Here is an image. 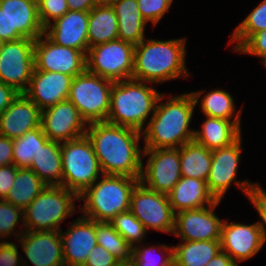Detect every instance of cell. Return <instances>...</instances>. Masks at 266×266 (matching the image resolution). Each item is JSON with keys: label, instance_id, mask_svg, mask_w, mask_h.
I'll list each match as a JSON object with an SVG mask.
<instances>
[{"label": "cell", "instance_id": "cell-6", "mask_svg": "<svg viewBox=\"0 0 266 266\" xmlns=\"http://www.w3.org/2000/svg\"><path fill=\"white\" fill-rule=\"evenodd\" d=\"M79 196L63 186L47 185L23 210L26 231L61 230V224L77 211Z\"/></svg>", "mask_w": 266, "mask_h": 266}, {"label": "cell", "instance_id": "cell-50", "mask_svg": "<svg viewBox=\"0 0 266 266\" xmlns=\"http://www.w3.org/2000/svg\"><path fill=\"white\" fill-rule=\"evenodd\" d=\"M0 41H9V20L5 11L0 8Z\"/></svg>", "mask_w": 266, "mask_h": 266}, {"label": "cell", "instance_id": "cell-9", "mask_svg": "<svg viewBox=\"0 0 266 266\" xmlns=\"http://www.w3.org/2000/svg\"><path fill=\"white\" fill-rule=\"evenodd\" d=\"M242 135L231 145L212 150V164L207 179L209 192L216 200L222 201L232 183L248 197L261 184L248 179L236 180L243 153Z\"/></svg>", "mask_w": 266, "mask_h": 266}, {"label": "cell", "instance_id": "cell-21", "mask_svg": "<svg viewBox=\"0 0 266 266\" xmlns=\"http://www.w3.org/2000/svg\"><path fill=\"white\" fill-rule=\"evenodd\" d=\"M89 12L68 11L45 27L44 34L55 44L80 50L86 55Z\"/></svg>", "mask_w": 266, "mask_h": 266}, {"label": "cell", "instance_id": "cell-29", "mask_svg": "<svg viewBox=\"0 0 266 266\" xmlns=\"http://www.w3.org/2000/svg\"><path fill=\"white\" fill-rule=\"evenodd\" d=\"M172 246L173 266H206L221 251L220 240H181Z\"/></svg>", "mask_w": 266, "mask_h": 266}, {"label": "cell", "instance_id": "cell-47", "mask_svg": "<svg viewBox=\"0 0 266 266\" xmlns=\"http://www.w3.org/2000/svg\"><path fill=\"white\" fill-rule=\"evenodd\" d=\"M20 93L9 85L0 82V114H2Z\"/></svg>", "mask_w": 266, "mask_h": 266}, {"label": "cell", "instance_id": "cell-31", "mask_svg": "<svg viewBox=\"0 0 266 266\" xmlns=\"http://www.w3.org/2000/svg\"><path fill=\"white\" fill-rule=\"evenodd\" d=\"M212 164V150L194 140L180 147V168L182 177L207 181Z\"/></svg>", "mask_w": 266, "mask_h": 266}, {"label": "cell", "instance_id": "cell-43", "mask_svg": "<svg viewBox=\"0 0 266 266\" xmlns=\"http://www.w3.org/2000/svg\"><path fill=\"white\" fill-rule=\"evenodd\" d=\"M251 205L255 208V211L260 217L258 220V226L262 233L264 244L266 243V191L263 186H259L253 190V192L247 197Z\"/></svg>", "mask_w": 266, "mask_h": 266}, {"label": "cell", "instance_id": "cell-3", "mask_svg": "<svg viewBox=\"0 0 266 266\" xmlns=\"http://www.w3.org/2000/svg\"><path fill=\"white\" fill-rule=\"evenodd\" d=\"M187 37L159 40L146 37L135 45L132 79L151 84L187 78Z\"/></svg>", "mask_w": 266, "mask_h": 266}, {"label": "cell", "instance_id": "cell-52", "mask_svg": "<svg viewBox=\"0 0 266 266\" xmlns=\"http://www.w3.org/2000/svg\"><path fill=\"white\" fill-rule=\"evenodd\" d=\"M114 266H131V262L130 261L118 262Z\"/></svg>", "mask_w": 266, "mask_h": 266}, {"label": "cell", "instance_id": "cell-36", "mask_svg": "<svg viewBox=\"0 0 266 266\" xmlns=\"http://www.w3.org/2000/svg\"><path fill=\"white\" fill-rule=\"evenodd\" d=\"M145 242L133 246L131 266H173V246Z\"/></svg>", "mask_w": 266, "mask_h": 266}, {"label": "cell", "instance_id": "cell-13", "mask_svg": "<svg viewBox=\"0 0 266 266\" xmlns=\"http://www.w3.org/2000/svg\"><path fill=\"white\" fill-rule=\"evenodd\" d=\"M181 178L180 148L143 149L140 182L145 187L167 195Z\"/></svg>", "mask_w": 266, "mask_h": 266}, {"label": "cell", "instance_id": "cell-51", "mask_svg": "<svg viewBox=\"0 0 266 266\" xmlns=\"http://www.w3.org/2000/svg\"><path fill=\"white\" fill-rule=\"evenodd\" d=\"M118 0H97V5H108L112 6Z\"/></svg>", "mask_w": 266, "mask_h": 266}, {"label": "cell", "instance_id": "cell-22", "mask_svg": "<svg viewBox=\"0 0 266 266\" xmlns=\"http://www.w3.org/2000/svg\"><path fill=\"white\" fill-rule=\"evenodd\" d=\"M0 8L9 20V41L21 38L36 40L44 34L38 13L37 0H1Z\"/></svg>", "mask_w": 266, "mask_h": 266}, {"label": "cell", "instance_id": "cell-44", "mask_svg": "<svg viewBox=\"0 0 266 266\" xmlns=\"http://www.w3.org/2000/svg\"><path fill=\"white\" fill-rule=\"evenodd\" d=\"M119 261L102 246L96 245L90 252L84 266H114Z\"/></svg>", "mask_w": 266, "mask_h": 266}, {"label": "cell", "instance_id": "cell-42", "mask_svg": "<svg viewBox=\"0 0 266 266\" xmlns=\"http://www.w3.org/2000/svg\"><path fill=\"white\" fill-rule=\"evenodd\" d=\"M18 248L16 241H0V266H31L27 259L23 260Z\"/></svg>", "mask_w": 266, "mask_h": 266}, {"label": "cell", "instance_id": "cell-35", "mask_svg": "<svg viewBox=\"0 0 266 266\" xmlns=\"http://www.w3.org/2000/svg\"><path fill=\"white\" fill-rule=\"evenodd\" d=\"M228 45L233 44L232 51H236L251 35L266 30V0H262L244 18L239 25L233 29Z\"/></svg>", "mask_w": 266, "mask_h": 266}, {"label": "cell", "instance_id": "cell-18", "mask_svg": "<svg viewBox=\"0 0 266 266\" xmlns=\"http://www.w3.org/2000/svg\"><path fill=\"white\" fill-rule=\"evenodd\" d=\"M16 242L33 266H64L60 230L25 231Z\"/></svg>", "mask_w": 266, "mask_h": 266}, {"label": "cell", "instance_id": "cell-11", "mask_svg": "<svg viewBox=\"0 0 266 266\" xmlns=\"http://www.w3.org/2000/svg\"><path fill=\"white\" fill-rule=\"evenodd\" d=\"M34 43L30 38L2 42L0 45V82L24 93L35 69Z\"/></svg>", "mask_w": 266, "mask_h": 266}, {"label": "cell", "instance_id": "cell-7", "mask_svg": "<svg viewBox=\"0 0 266 266\" xmlns=\"http://www.w3.org/2000/svg\"><path fill=\"white\" fill-rule=\"evenodd\" d=\"M61 161L62 186L78 196L103 175L86 134L61 143Z\"/></svg>", "mask_w": 266, "mask_h": 266}, {"label": "cell", "instance_id": "cell-4", "mask_svg": "<svg viewBox=\"0 0 266 266\" xmlns=\"http://www.w3.org/2000/svg\"><path fill=\"white\" fill-rule=\"evenodd\" d=\"M154 84L127 79L114 82L111 88L110 110L106 122L142 132L154 114L162 92Z\"/></svg>", "mask_w": 266, "mask_h": 266}, {"label": "cell", "instance_id": "cell-33", "mask_svg": "<svg viewBox=\"0 0 266 266\" xmlns=\"http://www.w3.org/2000/svg\"><path fill=\"white\" fill-rule=\"evenodd\" d=\"M48 137L41 126L26 132L23 136L13 140V165L17 168H29L34 156Z\"/></svg>", "mask_w": 266, "mask_h": 266}, {"label": "cell", "instance_id": "cell-15", "mask_svg": "<svg viewBox=\"0 0 266 266\" xmlns=\"http://www.w3.org/2000/svg\"><path fill=\"white\" fill-rule=\"evenodd\" d=\"M221 202L176 213L172 235L184 241L220 240L224 219L214 211Z\"/></svg>", "mask_w": 266, "mask_h": 266}, {"label": "cell", "instance_id": "cell-38", "mask_svg": "<svg viewBox=\"0 0 266 266\" xmlns=\"http://www.w3.org/2000/svg\"><path fill=\"white\" fill-rule=\"evenodd\" d=\"M19 221L22 223V227L16 231V227L20 225ZM23 221L24 216L22 208L0 199V240L8 241L10 236H14V240H17L19 236L26 231Z\"/></svg>", "mask_w": 266, "mask_h": 266}, {"label": "cell", "instance_id": "cell-25", "mask_svg": "<svg viewBox=\"0 0 266 266\" xmlns=\"http://www.w3.org/2000/svg\"><path fill=\"white\" fill-rule=\"evenodd\" d=\"M200 129L194 130V141L208 150L227 147L242 135V121H230L223 118L203 116Z\"/></svg>", "mask_w": 266, "mask_h": 266}, {"label": "cell", "instance_id": "cell-37", "mask_svg": "<svg viewBox=\"0 0 266 266\" xmlns=\"http://www.w3.org/2000/svg\"><path fill=\"white\" fill-rule=\"evenodd\" d=\"M109 223L132 247L143 243L149 232L130 210L117 214Z\"/></svg>", "mask_w": 266, "mask_h": 266}, {"label": "cell", "instance_id": "cell-1", "mask_svg": "<svg viewBox=\"0 0 266 266\" xmlns=\"http://www.w3.org/2000/svg\"><path fill=\"white\" fill-rule=\"evenodd\" d=\"M86 135L92 143L103 175L141 177L142 132L106 121L89 123ZM141 146V147H140Z\"/></svg>", "mask_w": 266, "mask_h": 266}, {"label": "cell", "instance_id": "cell-48", "mask_svg": "<svg viewBox=\"0 0 266 266\" xmlns=\"http://www.w3.org/2000/svg\"><path fill=\"white\" fill-rule=\"evenodd\" d=\"M69 11L89 12L97 5V0H67Z\"/></svg>", "mask_w": 266, "mask_h": 266}, {"label": "cell", "instance_id": "cell-40", "mask_svg": "<svg viewBox=\"0 0 266 266\" xmlns=\"http://www.w3.org/2000/svg\"><path fill=\"white\" fill-rule=\"evenodd\" d=\"M37 5L44 28L69 11L67 0H37Z\"/></svg>", "mask_w": 266, "mask_h": 266}, {"label": "cell", "instance_id": "cell-23", "mask_svg": "<svg viewBox=\"0 0 266 266\" xmlns=\"http://www.w3.org/2000/svg\"><path fill=\"white\" fill-rule=\"evenodd\" d=\"M42 111L24 93H20L0 114V135L12 140L41 126Z\"/></svg>", "mask_w": 266, "mask_h": 266}, {"label": "cell", "instance_id": "cell-5", "mask_svg": "<svg viewBox=\"0 0 266 266\" xmlns=\"http://www.w3.org/2000/svg\"><path fill=\"white\" fill-rule=\"evenodd\" d=\"M138 178L102 175L80 196L78 213L97 222H110L117 214L130 210L131 194Z\"/></svg>", "mask_w": 266, "mask_h": 266}, {"label": "cell", "instance_id": "cell-28", "mask_svg": "<svg viewBox=\"0 0 266 266\" xmlns=\"http://www.w3.org/2000/svg\"><path fill=\"white\" fill-rule=\"evenodd\" d=\"M29 168L44 184L62 186L61 143L48 140L33 157Z\"/></svg>", "mask_w": 266, "mask_h": 266}, {"label": "cell", "instance_id": "cell-20", "mask_svg": "<svg viewBox=\"0 0 266 266\" xmlns=\"http://www.w3.org/2000/svg\"><path fill=\"white\" fill-rule=\"evenodd\" d=\"M72 80L71 75L34 69L24 94L43 111L58 102L68 100Z\"/></svg>", "mask_w": 266, "mask_h": 266}, {"label": "cell", "instance_id": "cell-10", "mask_svg": "<svg viewBox=\"0 0 266 266\" xmlns=\"http://www.w3.org/2000/svg\"><path fill=\"white\" fill-rule=\"evenodd\" d=\"M135 46L121 39L89 48L87 70L113 82L132 78Z\"/></svg>", "mask_w": 266, "mask_h": 266}, {"label": "cell", "instance_id": "cell-26", "mask_svg": "<svg viewBox=\"0 0 266 266\" xmlns=\"http://www.w3.org/2000/svg\"><path fill=\"white\" fill-rule=\"evenodd\" d=\"M205 91L206 89H201L200 91L190 92L194 98L195 105H199L200 111H202L204 116L223 118L230 121H242L243 105L236 112L235 101L230 92L220 89V87L209 90L207 93Z\"/></svg>", "mask_w": 266, "mask_h": 266}, {"label": "cell", "instance_id": "cell-41", "mask_svg": "<svg viewBox=\"0 0 266 266\" xmlns=\"http://www.w3.org/2000/svg\"><path fill=\"white\" fill-rule=\"evenodd\" d=\"M235 53L260 57L266 69V30L251 35Z\"/></svg>", "mask_w": 266, "mask_h": 266}, {"label": "cell", "instance_id": "cell-34", "mask_svg": "<svg viewBox=\"0 0 266 266\" xmlns=\"http://www.w3.org/2000/svg\"><path fill=\"white\" fill-rule=\"evenodd\" d=\"M97 245L105 248L119 262L131 261L133 247L108 222L96 221Z\"/></svg>", "mask_w": 266, "mask_h": 266}, {"label": "cell", "instance_id": "cell-27", "mask_svg": "<svg viewBox=\"0 0 266 266\" xmlns=\"http://www.w3.org/2000/svg\"><path fill=\"white\" fill-rule=\"evenodd\" d=\"M118 22V39L138 45L146 38L148 22L141 16L137 0H118L112 5Z\"/></svg>", "mask_w": 266, "mask_h": 266}, {"label": "cell", "instance_id": "cell-24", "mask_svg": "<svg viewBox=\"0 0 266 266\" xmlns=\"http://www.w3.org/2000/svg\"><path fill=\"white\" fill-rule=\"evenodd\" d=\"M167 196L174 214L210 206L217 201L206 181L192 177H182Z\"/></svg>", "mask_w": 266, "mask_h": 266}, {"label": "cell", "instance_id": "cell-2", "mask_svg": "<svg viewBox=\"0 0 266 266\" xmlns=\"http://www.w3.org/2000/svg\"><path fill=\"white\" fill-rule=\"evenodd\" d=\"M172 95L159 96L154 114L142 131L143 149L180 148L194 139L195 129L190 127L196 111L193 96L190 92Z\"/></svg>", "mask_w": 266, "mask_h": 266}, {"label": "cell", "instance_id": "cell-45", "mask_svg": "<svg viewBox=\"0 0 266 266\" xmlns=\"http://www.w3.org/2000/svg\"><path fill=\"white\" fill-rule=\"evenodd\" d=\"M17 167L13 164L7 166H0V199H5L12 188Z\"/></svg>", "mask_w": 266, "mask_h": 266}, {"label": "cell", "instance_id": "cell-32", "mask_svg": "<svg viewBox=\"0 0 266 266\" xmlns=\"http://www.w3.org/2000/svg\"><path fill=\"white\" fill-rule=\"evenodd\" d=\"M46 186L30 168H17L12 188L4 200L24 210Z\"/></svg>", "mask_w": 266, "mask_h": 266}, {"label": "cell", "instance_id": "cell-16", "mask_svg": "<svg viewBox=\"0 0 266 266\" xmlns=\"http://www.w3.org/2000/svg\"><path fill=\"white\" fill-rule=\"evenodd\" d=\"M88 123L69 100L46 108L41 115V128L49 140L70 141L86 134Z\"/></svg>", "mask_w": 266, "mask_h": 266}, {"label": "cell", "instance_id": "cell-49", "mask_svg": "<svg viewBox=\"0 0 266 266\" xmlns=\"http://www.w3.org/2000/svg\"><path fill=\"white\" fill-rule=\"evenodd\" d=\"M206 266H238L233 259L224 251H219Z\"/></svg>", "mask_w": 266, "mask_h": 266}, {"label": "cell", "instance_id": "cell-46", "mask_svg": "<svg viewBox=\"0 0 266 266\" xmlns=\"http://www.w3.org/2000/svg\"><path fill=\"white\" fill-rule=\"evenodd\" d=\"M13 164V140L0 135V166Z\"/></svg>", "mask_w": 266, "mask_h": 266}, {"label": "cell", "instance_id": "cell-8", "mask_svg": "<svg viewBox=\"0 0 266 266\" xmlns=\"http://www.w3.org/2000/svg\"><path fill=\"white\" fill-rule=\"evenodd\" d=\"M113 83L86 69L73 77L68 100L76 106L88 124L106 121Z\"/></svg>", "mask_w": 266, "mask_h": 266}, {"label": "cell", "instance_id": "cell-19", "mask_svg": "<svg viewBox=\"0 0 266 266\" xmlns=\"http://www.w3.org/2000/svg\"><path fill=\"white\" fill-rule=\"evenodd\" d=\"M63 243L64 266H84L89 252L97 245L96 221L79 216L68 226L60 230Z\"/></svg>", "mask_w": 266, "mask_h": 266}, {"label": "cell", "instance_id": "cell-17", "mask_svg": "<svg viewBox=\"0 0 266 266\" xmlns=\"http://www.w3.org/2000/svg\"><path fill=\"white\" fill-rule=\"evenodd\" d=\"M221 250L226 252L240 266L260 252L264 246L257 221L252 224L223 221L220 238Z\"/></svg>", "mask_w": 266, "mask_h": 266}, {"label": "cell", "instance_id": "cell-39", "mask_svg": "<svg viewBox=\"0 0 266 266\" xmlns=\"http://www.w3.org/2000/svg\"><path fill=\"white\" fill-rule=\"evenodd\" d=\"M174 0H137L141 16L153 27L170 11Z\"/></svg>", "mask_w": 266, "mask_h": 266}, {"label": "cell", "instance_id": "cell-14", "mask_svg": "<svg viewBox=\"0 0 266 266\" xmlns=\"http://www.w3.org/2000/svg\"><path fill=\"white\" fill-rule=\"evenodd\" d=\"M35 70L59 72L73 77L87 69L86 54L77 49L59 46L45 34L34 43Z\"/></svg>", "mask_w": 266, "mask_h": 266}, {"label": "cell", "instance_id": "cell-30", "mask_svg": "<svg viewBox=\"0 0 266 266\" xmlns=\"http://www.w3.org/2000/svg\"><path fill=\"white\" fill-rule=\"evenodd\" d=\"M118 39L117 16L112 6L96 5L89 11V48Z\"/></svg>", "mask_w": 266, "mask_h": 266}, {"label": "cell", "instance_id": "cell-12", "mask_svg": "<svg viewBox=\"0 0 266 266\" xmlns=\"http://www.w3.org/2000/svg\"><path fill=\"white\" fill-rule=\"evenodd\" d=\"M130 211L146 230L173 234L175 214L168 196L139 182L131 194Z\"/></svg>", "mask_w": 266, "mask_h": 266}]
</instances>
